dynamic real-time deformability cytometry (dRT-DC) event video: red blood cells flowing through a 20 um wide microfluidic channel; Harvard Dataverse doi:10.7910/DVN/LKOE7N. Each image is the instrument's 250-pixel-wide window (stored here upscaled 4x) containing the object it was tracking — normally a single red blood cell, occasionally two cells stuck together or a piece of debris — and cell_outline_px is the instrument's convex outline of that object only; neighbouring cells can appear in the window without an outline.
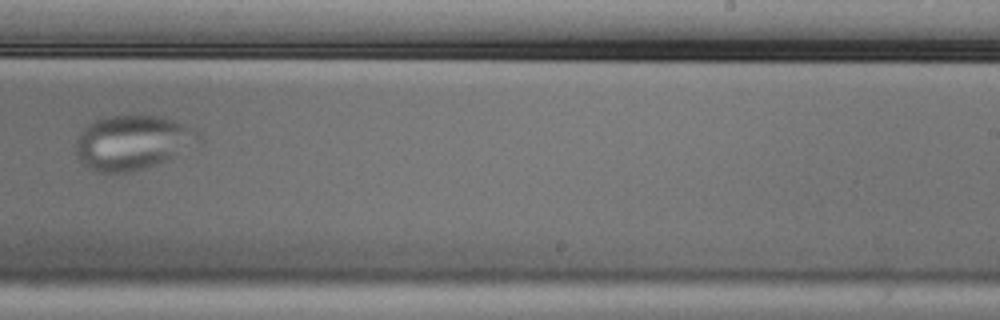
{"species": "Egyptian fruit bat (a non-hibernating species)", "species_latin": "Rousettus aegyptiacus", "temperature_condition": "cold", "stored_images_in_passage": 10, "camera_frame_rate_fps": 3000, "um_per_image_px": 0.085, "animal": {"sex": "male"}, "frame": {"image": 1, "passage_image": 10, "time_ms": 3.0, "image_size_px": [1000, 320], "cell_outline_px": [[204, 140], [200, 144], [168, 160], [156, 164], [128, 172], [96, 172], [88, 168], [80, 160], [76, 152], [76, 136], [88, 124], [104, 116], [164, 116], [176, 120], [196, 128], [200, 132]], "centroid_in_image_um": [11.35, 12.09], "position_along_channel_um": 277.7, "area_um2": 39.59}}